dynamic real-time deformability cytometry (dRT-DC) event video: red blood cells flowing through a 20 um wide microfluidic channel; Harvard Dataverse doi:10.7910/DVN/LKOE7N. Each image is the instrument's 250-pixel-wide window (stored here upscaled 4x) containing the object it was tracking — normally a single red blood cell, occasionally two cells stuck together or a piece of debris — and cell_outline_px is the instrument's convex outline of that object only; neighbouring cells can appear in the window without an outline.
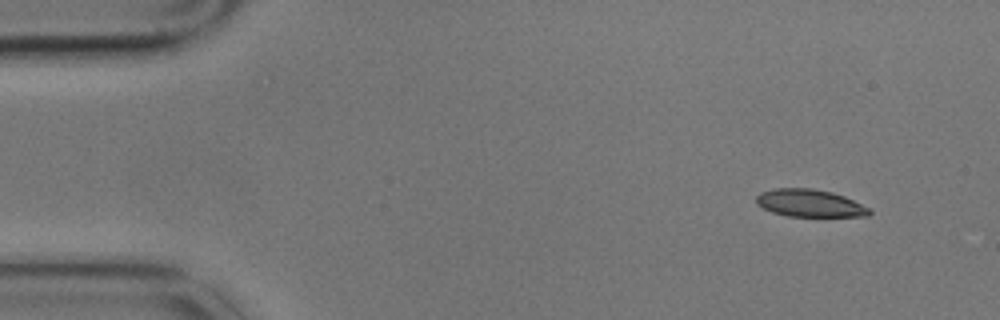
{"species": "common noctule bat (a hibernating species)", "species_latin": "Nyctalus noctula", "temperature_condition": "cold", "stored_images_in_passage": 4, "camera_frame_rate_fps": 3000, "um_per_image_px": 0.085, "animal": {"sex": "male", "body_mass_g": 17.9}, "frame": {"image": 1, "passage_image": 1, "time_ms": 0.0, "image_size_px": [1000, 320], "cell_outline_px": [[872, 212], [868, 216], [788, 216], [772, 212], [756, 204], [756, 196], [760, 192], [776, 188], [812, 188], [832, 192], [844, 196], [868, 208]], "centroid_in_image_um": [68.79, 17.26], "position_along_channel_um": 16.2, "area_um2": 17.98}}